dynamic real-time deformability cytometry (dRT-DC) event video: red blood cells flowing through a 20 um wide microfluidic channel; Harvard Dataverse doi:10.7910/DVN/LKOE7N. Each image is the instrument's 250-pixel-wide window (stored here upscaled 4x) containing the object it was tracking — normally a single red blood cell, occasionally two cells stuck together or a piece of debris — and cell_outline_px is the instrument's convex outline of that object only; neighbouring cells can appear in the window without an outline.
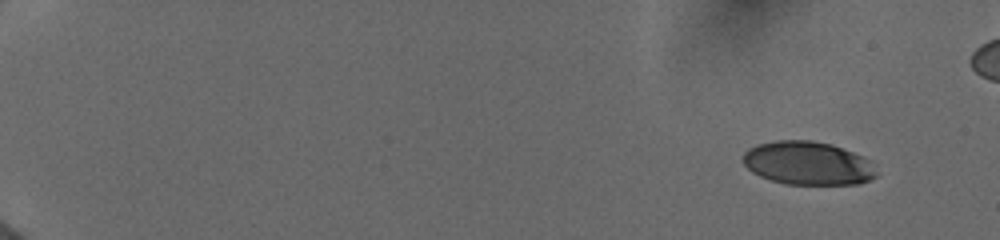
{"species": "human", "species_latin": "Homo sapiens", "temperature_condition": "cold", "stored_images_in_passage": 24, "camera_frame_rate_fps": 3000, "um_per_image_px": 0.085, "donor": {"sex": "female"}, "frame": {"image": 1, "passage_image": 1, "time_ms": 0.0, "image_size_px": [1000, 240], "cell_outline_px": [[876, 176], [860, 184], [784, 184], [760, 176], [752, 172], [744, 164], [744, 152], [748, 148], [756, 144], [776, 140], [812, 140], [832, 144], [872, 160], [876, 172]], "centroid_in_image_um": [68.67, 13.86], "position_along_channel_um": 16.3, "area_um2": 33.87}}
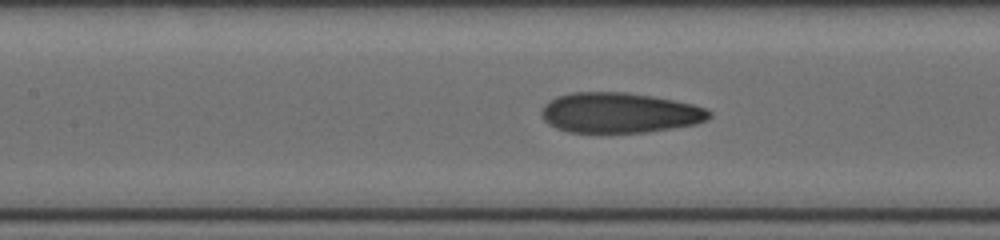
{"frame": {"image": 2, "passage_image": 17, "time_ms": 8.0, "image_size_px": [1000, 240], "cell_outline_px": [[712, 116], [696, 124], [648, 132], [568, 132], [556, 128], [548, 124], [544, 120], [540, 112], [544, 104], [548, 100], [556, 96], [572, 92], [628, 92], [652, 96], [692, 104], [704, 108], [712, 112]], "centroid_in_image_um": [52.62, 9.58], "position_along_channel_um": 154.8, "area_um2": 39.42}}
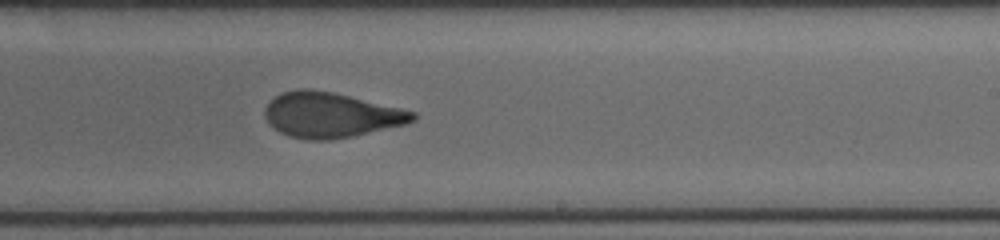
{"frame": {"image": 3, "passage_image": 22, "time_ms": 10.667, "image_size_px": [1000, 240], "cell_outline_px": [[416, 120], [408, 124], [352, 136], [328, 140], [308, 140], [288, 136], [280, 132], [264, 116], [264, 108], [276, 96], [284, 92], [300, 88], [312, 88], [332, 92], [400, 108], [416, 112]], "centroid_in_image_um": [28.13, 9.77], "position_along_channel_um": 260.9, "area_um2": 38.67}}